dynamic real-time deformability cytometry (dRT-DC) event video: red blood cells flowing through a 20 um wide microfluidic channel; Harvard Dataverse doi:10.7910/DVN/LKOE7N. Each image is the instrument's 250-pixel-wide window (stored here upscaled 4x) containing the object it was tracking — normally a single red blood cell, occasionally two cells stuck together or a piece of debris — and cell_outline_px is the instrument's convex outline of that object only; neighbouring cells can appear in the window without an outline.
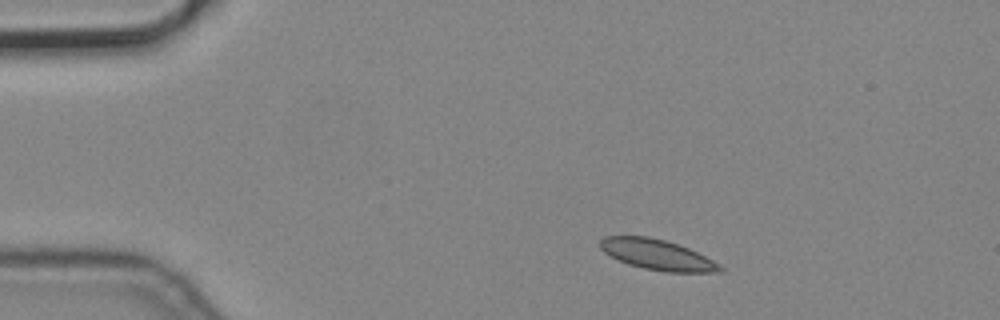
{"species": "common noctule bat (a hibernating species)", "species_latin": "Nyctalus noctula", "temperature_condition": "cold", "stored_images_in_passage": 3, "camera_frame_rate_fps": 3000, "um_per_image_px": 0.085, "animal": {"sex": "male", "body_mass_g": 19.2, "forearm_length_mm": 51.8}, "frame": {"image": 1, "passage_image": 3, "time_ms": 0.667, "image_size_px": [1000, 320], "cell_outline_px": [[724, 272], [664, 272], [644, 268], [628, 264], [604, 252], [600, 248], [600, 240], [604, 236], [648, 236], [664, 240], [688, 248], [720, 264], [724, 268]], "centroid_in_image_um": [55.87, 21.65], "position_along_channel_um": 29.1, "area_um2": 21.04}}